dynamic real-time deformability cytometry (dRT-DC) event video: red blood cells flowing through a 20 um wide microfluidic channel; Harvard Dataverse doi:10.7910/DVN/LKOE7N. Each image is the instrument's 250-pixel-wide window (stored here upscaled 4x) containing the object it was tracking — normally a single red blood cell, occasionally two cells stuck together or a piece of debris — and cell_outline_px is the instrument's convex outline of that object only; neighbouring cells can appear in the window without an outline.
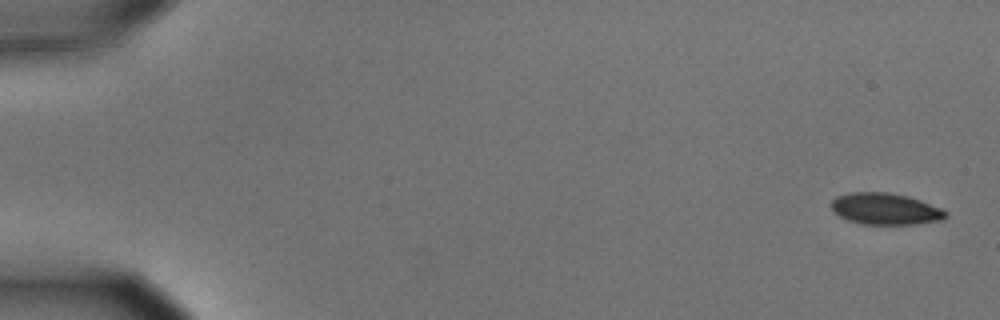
{"species": "common noctule bat (a hibernating species)", "species_latin": "Nyctalus noctula", "temperature_condition": "cold", "stored_images_in_passage": 8, "camera_frame_rate_fps": 3000, "um_per_image_px": 0.085, "animal": {"sex": "male", "body_mass_g": 15.6}, "frame": {"image": 1, "passage_image": 1, "time_ms": 0.0, "image_size_px": [1000, 320], "cell_outline_px": [[948, 216], [944, 220], [916, 224], [864, 224], [848, 220], [832, 212], [832, 200], [836, 196], [848, 192], [888, 192], [908, 196], [920, 200], [940, 208], [948, 212]], "centroid_in_image_um": [75.26, 17.75], "position_along_channel_um": 9.7, "area_um2": 21.15}}
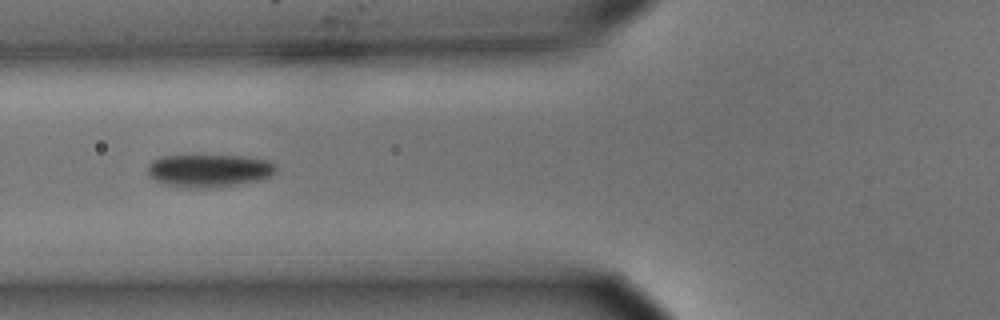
{"frame": {"image": 2, "passage_image": 7, "time_ms": 2.0, "image_size_px": [1000, 320], "cell_outline_px": [[276, 172], [272, 176], [260, 180], [240, 184], [216, 188], [184, 188], [160, 184], [148, 176], [148, 164], [152, 160], [160, 156], [196, 152], [244, 156], [268, 160], [276, 164]], "centroid_in_image_um": [17.72, 14.46], "position_along_channel_um": 108.1, "area_um2": 26.3}}
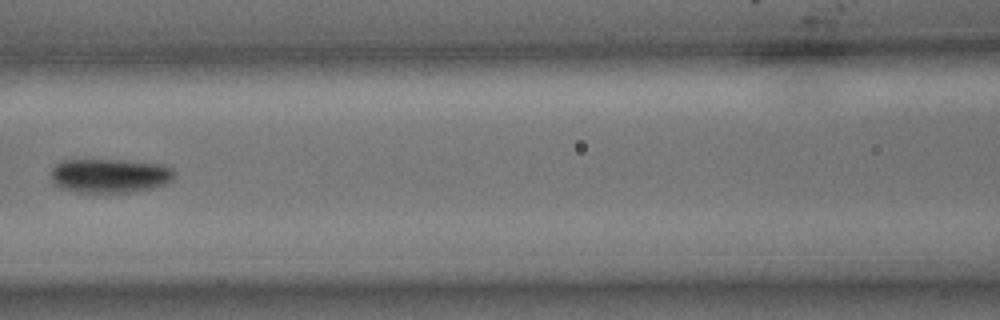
{"frame": {"image": 3, "passage_image": 8, "time_ms": 2.333, "image_size_px": [1000, 320], "cell_outline_px": [[176, 172], [172, 180], [164, 184], [152, 188], [132, 192], [76, 192], [60, 188], [52, 184], [48, 172], [56, 164], [64, 160], [124, 160], [164, 164], [172, 168]], "centroid_in_image_um": [9.3, 14.93], "position_along_channel_um": 157.3, "area_um2": 24.97}}